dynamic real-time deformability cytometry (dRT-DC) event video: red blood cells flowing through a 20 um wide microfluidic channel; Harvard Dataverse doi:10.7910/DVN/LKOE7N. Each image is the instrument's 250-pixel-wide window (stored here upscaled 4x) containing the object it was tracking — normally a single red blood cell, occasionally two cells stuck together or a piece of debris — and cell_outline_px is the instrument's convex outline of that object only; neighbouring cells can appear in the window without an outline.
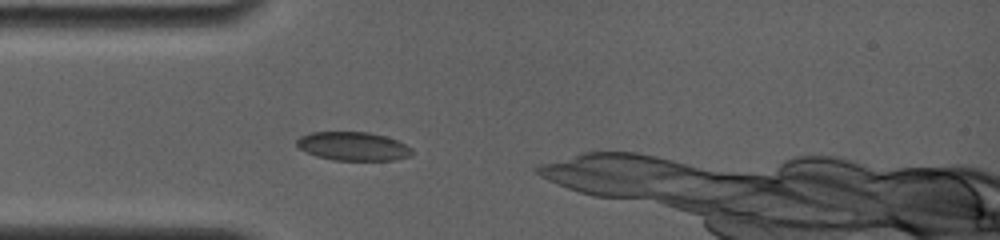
{"species": "common noctule bat (a hibernating species)", "species_latin": "Nyctalus noctula", "temperature_condition": "room temperature", "stored_images_in_passage": 4, "camera_frame_rate_fps": 4000, "um_per_image_px": 0.085, "animal": {"sex": "female", "body_mass_g": 19.0, "forearm_length_mm": 56.7}, "frame": {"image": 1, "passage_image": 4, "time_ms": 1.0, "image_size_px": [1000, 240], "cell_outline_px": [[412, 156], [396, 160], [332, 160], [316, 156], [304, 152], [296, 144], [296, 140], [300, 136], [312, 132], [368, 132], [384, 136], [396, 140], [412, 148]], "centroid_in_image_um": [30.0, 12.44], "position_along_channel_um": 55.0, "area_um2": 19.31}}